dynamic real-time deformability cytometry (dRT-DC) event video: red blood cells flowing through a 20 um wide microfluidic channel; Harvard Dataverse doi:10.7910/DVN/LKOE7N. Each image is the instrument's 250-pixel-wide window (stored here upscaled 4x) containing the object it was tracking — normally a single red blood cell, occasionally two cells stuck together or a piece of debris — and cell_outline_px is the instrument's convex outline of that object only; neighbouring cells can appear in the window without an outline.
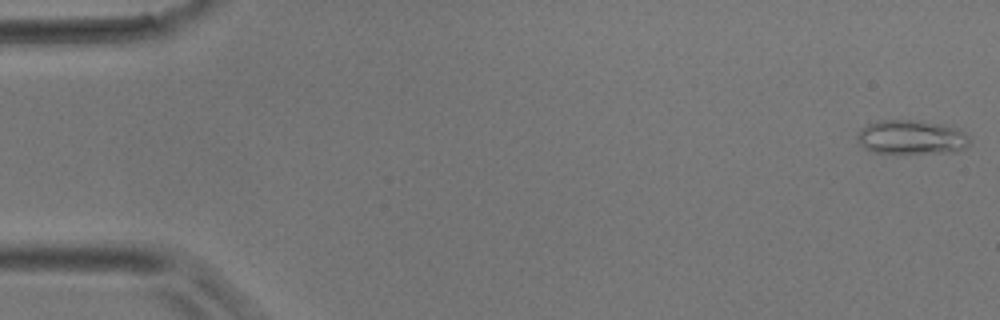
{"species": "common noctule bat (a hibernating species)", "species_latin": "Nyctalus noctula", "temperature_condition": "room temperature", "stored_images_in_passage": 5, "camera_frame_rate_fps": 3000, "um_per_image_px": 0.085, "animal": {"sex": "male", "body_mass_g": 17.9}, "frame": {"image": 1, "passage_image": 1, "time_ms": 0.0, "image_size_px": [1000, 320], "cell_outline_px": [[972, 144], [956, 152], [872, 152], [864, 148], [860, 144], [856, 136], [864, 124], [876, 120], [912, 120], [944, 124], [956, 128], [964, 132], [972, 140]], "centroid_in_image_um": [77.48, 11.64], "position_along_channel_um": 7.5, "area_um2": 22.48}}
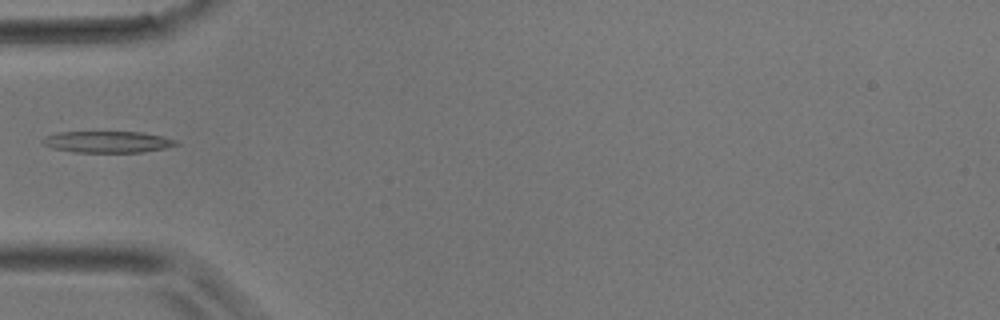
{"frame": {"image": 2, "passage_image": 5, "time_ms": 1.333, "image_size_px": [1000, 320], "cell_outline_px": [[180, 144], [164, 148], [140, 152], [72, 152], [52, 148], [44, 144], [40, 140], [44, 136], [56, 132], [140, 132], [160, 136], [176, 140]], "centroid_in_image_um": [9.07, 12.06], "position_along_channel_um": 75.9, "area_um2": 16.65}}